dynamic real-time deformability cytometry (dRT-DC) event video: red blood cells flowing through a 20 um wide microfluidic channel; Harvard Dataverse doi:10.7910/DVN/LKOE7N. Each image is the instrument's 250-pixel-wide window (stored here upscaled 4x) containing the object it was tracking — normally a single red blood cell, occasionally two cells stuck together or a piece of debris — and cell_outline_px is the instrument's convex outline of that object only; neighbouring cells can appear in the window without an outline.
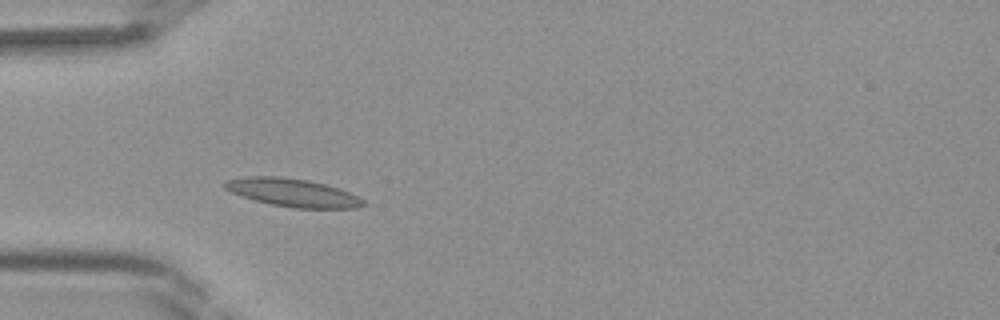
{"species": "Egyptian fruit bat (a non-hibernating species)", "species_latin": "Rousettus aegyptiacus", "temperature_condition": "room temperature", "stored_images_in_passage": 25, "camera_frame_rate_fps": 3000, "um_per_image_px": 0.085, "frame": {"image": 1, "passage_image": 1, "time_ms": 0.0, "image_size_px": [1000, 320], "cell_outline_px": [[364, 204], [356, 208], [296, 208], [272, 204], [256, 200], [232, 192], [224, 188], [220, 184], [224, 180], [244, 176], [280, 176], [308, 180], [324, 184], [348, 192], [364, 200]], "centroid_in_image_um": [24.81, 16.35], "position_along_channel_um": 60.2, "area_um2": 22.43}}
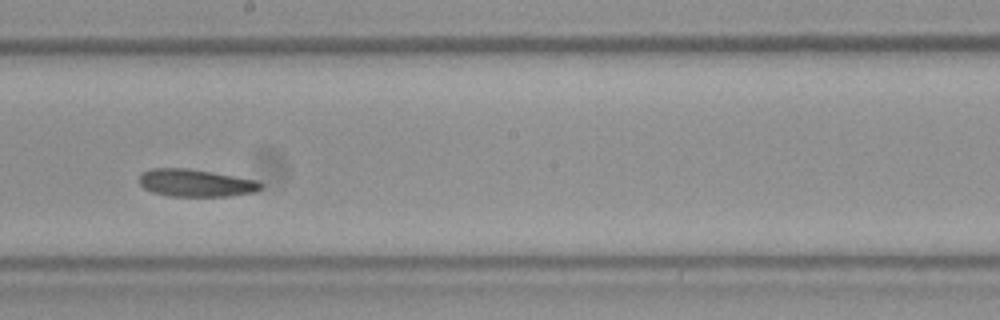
{"frame": {"image": 2, "passage_image": 12, "time_ms": 3.667, "image_size_px": [1000, 320], "cell_outline_px": [[264, 188], [256, 192], [228, 196], [172, 196], [152, 192], [144, 188], [140, 184], [140, 172], [152, 168], [188, 168], [212, 172], [256, 180], [264, 184]], "centroid_in_image_um": [16.66, 15.55], "position_along_channel_um": 231.5, "area_um2": 19.54}}
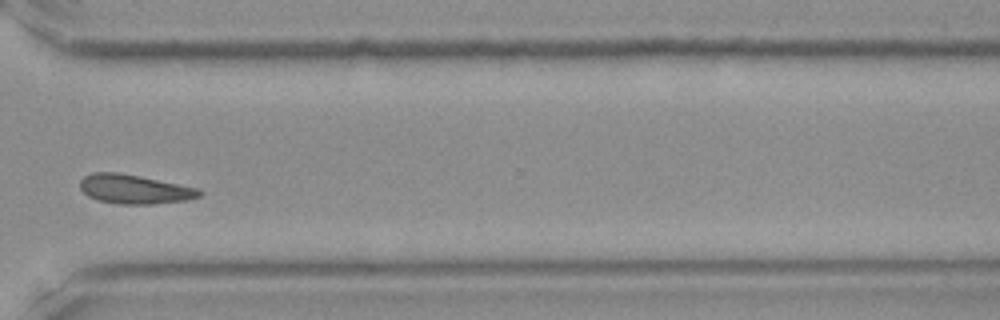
{"frame": {"image": 3, "passage_image": 20, "time_ms": 6.333, "image_size_px": [1000, 320], "cell_outline_px": [[204, 192], [200, 196], [188, 200], [152, 204], [120, 204], [96, 200], [88, 196], [80, 188], [80, 180], [84, 176], [92, 172], [120, 172], [200, 188]], "centroid_in_image_um": [11.45, 16.08], "position_along_channel_um": 359.2, "area_um2": 20.52}}